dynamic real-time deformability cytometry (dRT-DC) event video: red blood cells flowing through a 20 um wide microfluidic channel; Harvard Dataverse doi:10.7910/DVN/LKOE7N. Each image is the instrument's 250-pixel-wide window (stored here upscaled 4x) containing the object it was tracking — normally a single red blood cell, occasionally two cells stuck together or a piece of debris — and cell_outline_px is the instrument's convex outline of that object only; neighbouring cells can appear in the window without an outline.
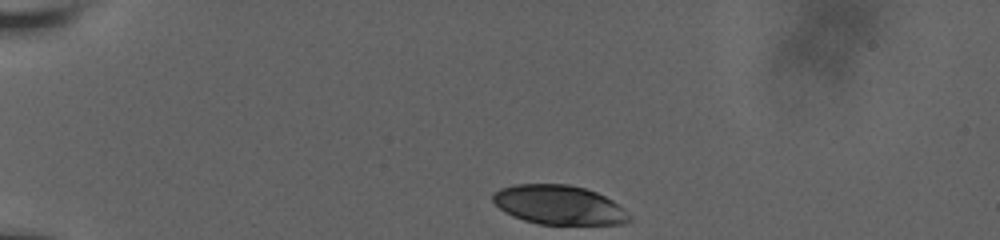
{"species": "human", "species_latin": "Homo sapiens", "temperature_condition": "room temperature", "stored_images_in_passage": 37, "camera_frame_rate_fps": 3000, "um_per_image_px": 0.085, "donor": {"sex": "male"}, "frame": {"image": 1, "passage_image": 1, "time_ms": 0.0, "image_size_px": [1000, 240], "cell_outline_px": [[632, 220], [624, 224], [540, 224], [524, 220], [512, 216], [504, 212], [492, 200], [492, 196], [500, 188], [516, 184], [568, 184], [584, 188], [596, 192], [612, 200], [632, 216]], "centroid_in_image_um": [47.52, 17.42], "position_along_channel_um": 37.5, "area_um2": 31.15}}
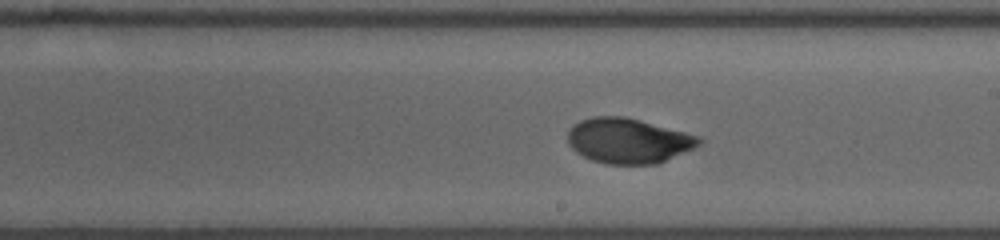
{"frame": {"image": 2, "passage_image": 22, "time_ms": 7.0, "image_size_px": [1000, 240], "cell_outline_px": [[704, 140], [696, 148], [660, 164], [604, 164], [592, 160], [576, 152], [568, 144], [568, 132], [580, 120], [592, 116], [624, 116], [640, 120], [700, 136]], "centroid_in_image_um": [53.45, 11.98], "position_along_channel_um": 235.5, "area_um2": 34.8}}
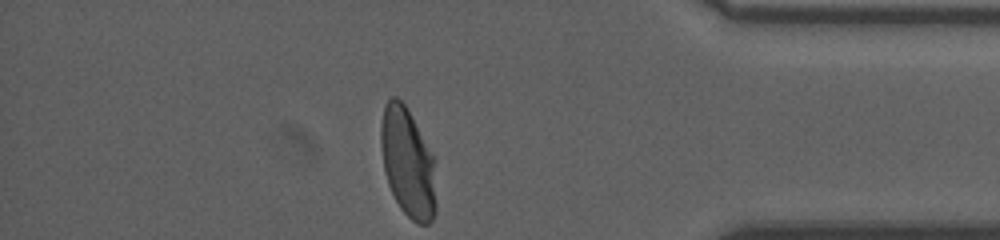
{"frame": {"image": 3, "passage_image": 37, "time_ms": 12.0, "image_size_px": [1000, 240], "cell_outline_px": [[436, 212], [432, 220], [428, 224], [416, 224], [400, 208], [388, 184], [384, 172], [380, 144], [380, 124], [384, 104], [392, 96], [396, 96], [404, 104], [432, 156], [436, 204]], "centroid_in_image_um": [34.62, 13.86], "position_along_channel_um": 400.6, "area_um2": 34.62}, "authors_computed_cell_mechanics": {"area_um2": 34.6222, "velocity_mm_per_s": 3.7938, "shape_relaxation_time_tau1_ms": 4.4038, "shape_relaxation_time_tau2_ms": null, "deformation_change_tau1": 0.1894, "deformation_change_tau2": null}}